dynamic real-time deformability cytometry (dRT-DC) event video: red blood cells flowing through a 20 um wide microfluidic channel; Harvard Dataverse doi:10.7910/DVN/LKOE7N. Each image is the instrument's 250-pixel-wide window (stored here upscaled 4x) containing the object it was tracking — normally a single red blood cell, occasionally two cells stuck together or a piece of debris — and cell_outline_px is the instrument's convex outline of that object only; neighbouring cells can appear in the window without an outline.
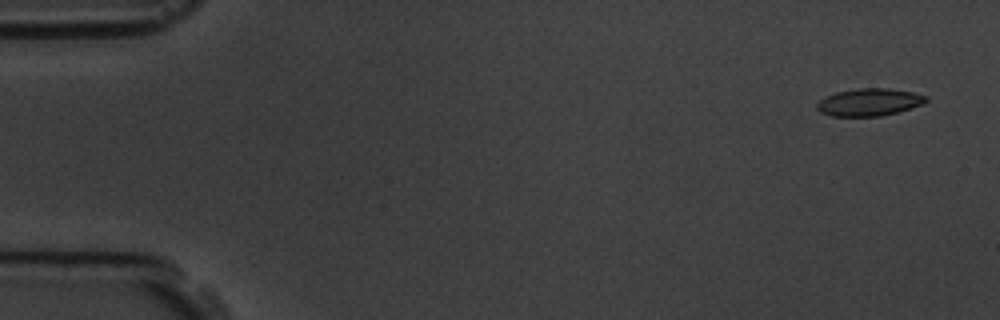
{"species": "common noctule bat (a hibernating species)", "species_latin": "Nyctalus noctula", "temperature_condition": "room temperature", "stored_images_in_passage": 4, "camera_frame_rate_fps": 3000, "um_per_image_px": 0.085, "animal": {"sex": "male", "body_mass_g": 19.5, "forearm_length_mm": 54.6}, "frame": {"image": 1, "passage_image": 1, "time_ms": 0.0, "image_size_px": [1000, 320], "cell_outline_px": [[928, 100], [924, 104], [896, 112], [880, 116], [832, 116], [820, 112], [816, 108], [816, 104], [824, 96], [836, 92], [856, 88], [888, 88], [912, 92], [928, 96]], "centroid_in_image_um": [73.87, 8.68], "position_along_channel_um": 11.1, "area_um2": 17.51}}